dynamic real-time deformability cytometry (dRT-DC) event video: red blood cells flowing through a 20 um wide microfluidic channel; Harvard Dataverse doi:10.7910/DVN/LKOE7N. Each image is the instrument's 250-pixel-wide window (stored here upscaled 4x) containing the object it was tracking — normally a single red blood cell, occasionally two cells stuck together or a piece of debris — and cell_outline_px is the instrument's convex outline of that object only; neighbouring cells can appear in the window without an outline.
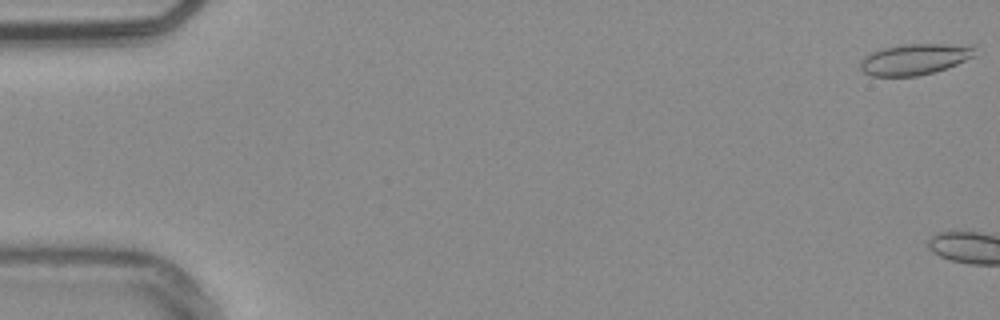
{"species": "common noctule bat (a hibernating species)", "species_latin": "Nyctalus noctula", "temperature_condition": "warm", "stored_images_in_passage": 4, "camera_frame_rate_fps": 3000, "um_per_image_px": 0.085, "animal": {"sex": "male", "body_mass_g": 20.4}, "frame": {"image": 1, "passage_image": 1, "time_ms": 0.0, "image_size_px": [1000, 320], "cell_outline_px": [[976, 56], [956, 64], [932, 72], [916, 76], [872, 76], [864, 72], [860, 68], [860, 60], [864, 56], [872, 52], [884, 48], [900, 44], [976, 44]], "centroid_in_image_um": [77.79, 5.01], "position_along_channel_um": 7.2, "area_um2": 20.87}}